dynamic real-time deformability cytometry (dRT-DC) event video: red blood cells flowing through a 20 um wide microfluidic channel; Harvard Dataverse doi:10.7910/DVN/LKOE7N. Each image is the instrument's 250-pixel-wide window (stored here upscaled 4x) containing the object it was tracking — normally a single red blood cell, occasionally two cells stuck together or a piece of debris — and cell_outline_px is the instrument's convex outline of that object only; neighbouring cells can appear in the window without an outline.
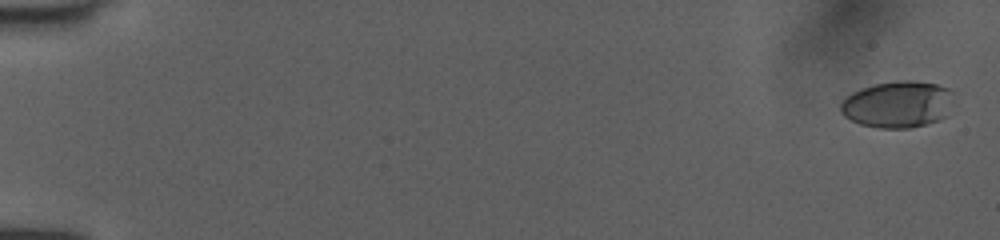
{"species": "human", "species_latin": "Homo sapiens", "temperature_condition": "room temperature", "stored_images_in_passage": 53, "camera_frame_rate_fps": 3000, "um_per_image_px": 0.085, "donor": {"sex": "female"}, "frame": {"image": 1, "passage_image": 2, "time_ms": 0.333, "image_size_px": [1000, 240], "cell_outline_px": [[956, 92], [948, 116], [940, 120], [928, 124], [912, 128], [880, 128], [860, 124], [844, 116], [840, 112], [840, 104], [852, 92], [876, 84], [896, 80], [912, 80], [936, 84], [948, 88]], "centroid_in_image_um": [76.38, 8.87], "position_along_channel_um": 8.6, "area_um2": 31.21}}
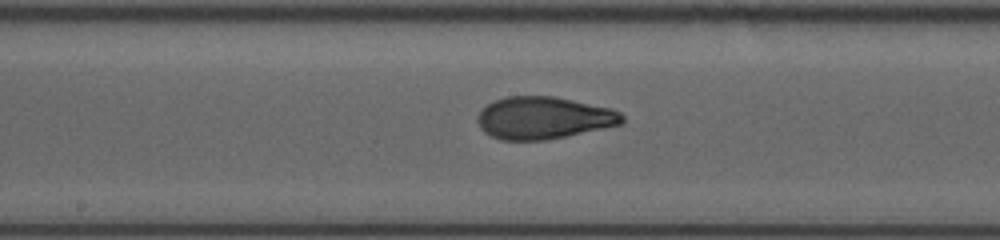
{"frame": {"image": 2, "passage_image": 30, "time_ms": 9.667, "image_size_px": [1000, 240], "cell_outline_px": [[624, 120], [620, 124], [604, 128], [548, 140], [500, 140], [484, 132], [480, 128], [476, 120], [480, 112], [488, 104], [496, 100], [508, 96], [556, 96], [612, 108], [620, 112], [624, 116]], "centroid_in_image_um": [46.22, 10.02], "position_along_channel_um": 202.0, "area_um2": 35.72}}
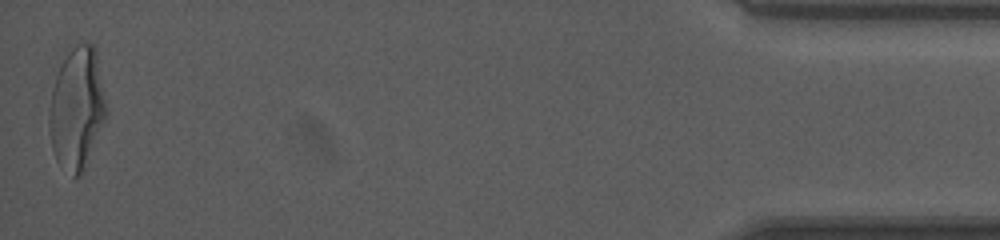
{"frame": {"image": 3, "passage_image": 53, "time_ms": 17.333, "image_size_px": [1000, 240], "cell_outline_px": [[108, 112], [84, 168], [80, 176], [72, 176], [56, 160], [52, 148], [48, 124], [48, 120], [52, 88], [60, 64], [68, 52], [76, 44], [88, 40], [96, 48]], "centroid_in_image_um": [6.54, 9.16], "position_along_channel_um": 428.7, "area_um2": 40.58}, "authors_computed_cell_mechanics": {"area_um2": 35.258, "velocity_mm_per_s": 4.0341, "shape_relaxation_time_tau1_ms": 6.0203, "shape_relaxation_time_tau2_ms": 1.0635, "deformation_change_tau1": 0.2259, "deformation_change_tau2": 0.072}}